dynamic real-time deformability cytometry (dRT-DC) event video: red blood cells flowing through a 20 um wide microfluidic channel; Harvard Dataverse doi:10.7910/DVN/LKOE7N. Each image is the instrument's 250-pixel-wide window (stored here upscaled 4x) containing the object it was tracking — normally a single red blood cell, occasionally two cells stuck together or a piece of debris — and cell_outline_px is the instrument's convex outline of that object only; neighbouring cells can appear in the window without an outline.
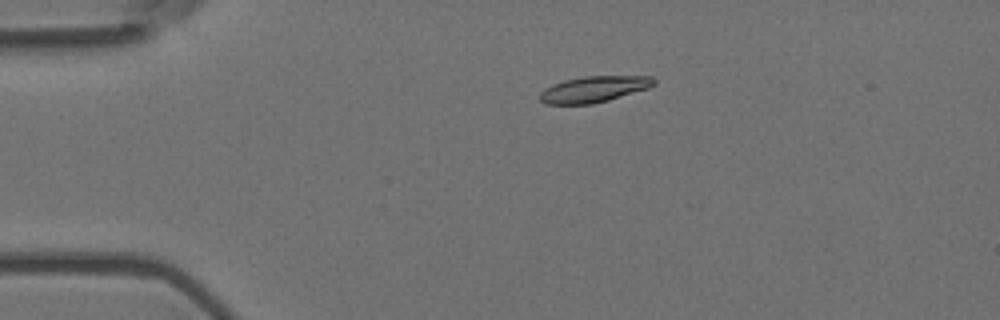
{"species": "Egyptian fruit bat (a non-hibernating species)", "species_latin": "Rousettus aegyptiacus", "temperature_condition": "room temperature", "stored_images_in_passage": 7, "camera_frame_rate_fps": 3000, "um_per_image_px": 0.085, "animal": {"sex": "female"}, "frame": {"image": 1, "passage_image": 4, "time_ms": 1.0, "image_size_px": [1000, 320], "cell_outline_px": [[656, 84], [648, 88], [608, 100], [592, 104], [544, 104], [540, 100], [540, 92], [544, 88], [552, 84], [564, 80], [584, 76], [652, 76], [656, 80]], "centroid_in_image_um": [50.46, 7.58], "position_along_channel_um": 34.5, "area_um2": 17.4}}
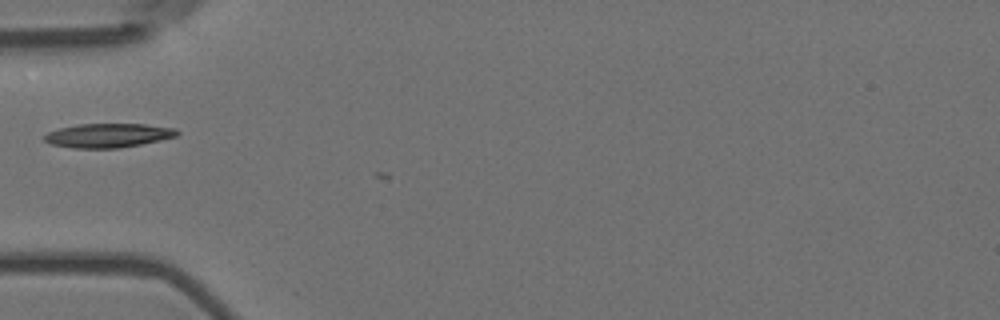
{"frame": {"image": 2, "passage_image": 6, "time_ms": 1.667, "image_size_px": [1000, 320], "cell_outline_px": [[180, 132], [176, 136], [160, 140], [120, 148], [72, 148], [52, 144], [44, 140], [44, 136], [48, 132], [60, 128], [76, 124], [144, 124], [176, 128]], "centroid_in_image_um": [9.2, 11.51], "position_along_channel_um": 75.8, "area_um2": 18.55}}
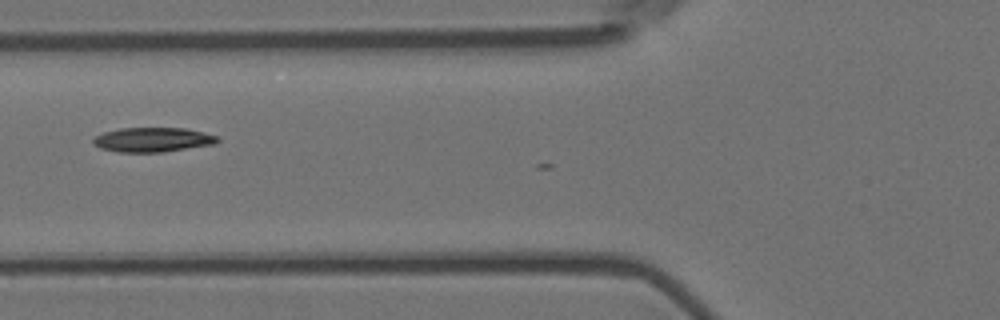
{"frame": {"image": 3, "passage_image": 7, "time_ms": 2.0, "image_size_px": [1000, 320], "cell_outline_px": [[220, 140], [216, 144], [164, 152], [120, 152], [100, 148], [92, 144], [92, 140], [96, 136], [104, 132], [120, 128], [184, 128], [220, 136]], "centroid_in_image_um": [13.01, 11.88], "position_along_channel_um": 112.8, "area_um2": 17.86}}